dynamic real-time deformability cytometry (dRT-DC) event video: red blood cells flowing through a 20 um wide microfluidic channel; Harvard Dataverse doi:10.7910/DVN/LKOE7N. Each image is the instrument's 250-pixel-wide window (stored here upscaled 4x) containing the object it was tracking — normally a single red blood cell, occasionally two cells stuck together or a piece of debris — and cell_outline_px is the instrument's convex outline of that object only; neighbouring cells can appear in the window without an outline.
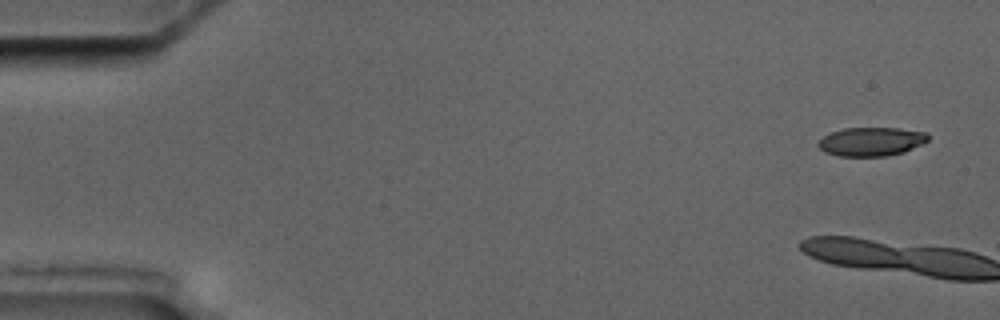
{"species": "common noctule bat (a hibernating species)", "species_latin": "Nyctalus noctula", "temperature_condition": "cold", "stored_images_in_passage": 6, "camera_frame_rate_fps": 3000, "um_per_image_px": 0.085, "animal": {"sex": "male", "body_mass_g": 17.5, "forearm_length_mm": 52.3}, "frame": {"image": 1, "passage_image": 1, "time_ms": 0.0, "image_size_px": [1000, 320], "cell_outline_px": [[928, 140], [904, 152], [888, 156], [840, 156], [824, 152], [816, 144], [824, 136], [832, 132], [844, 128], [896, 128], [928, 132]], "centroid_in_image_um": [74.05, 12.03], "position_along_channel_um": 11.0, "area_um2": 18.32}}
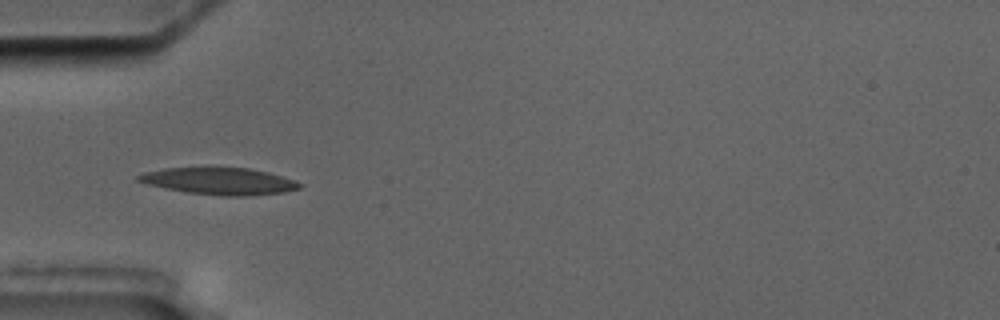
{"frame": {"image": 2, "passage_image": 6, "time_ms": 6.667, "image_size_px": [1000, 320], "cell_outline_px": [[300, 188], [284, 192], [252, 196], [220, 196], [188, 192], [148, 184], [136, 180], [136, 176], [144, 172], [164, 168], [204, 164], [216, 164], [248, 168], [268, 172], [292, 180], [300, 184]], "centroid_in_image_um": [18.58, 15.34], "position_along_channel_um": 66.4, "area_um2": 26.3}}